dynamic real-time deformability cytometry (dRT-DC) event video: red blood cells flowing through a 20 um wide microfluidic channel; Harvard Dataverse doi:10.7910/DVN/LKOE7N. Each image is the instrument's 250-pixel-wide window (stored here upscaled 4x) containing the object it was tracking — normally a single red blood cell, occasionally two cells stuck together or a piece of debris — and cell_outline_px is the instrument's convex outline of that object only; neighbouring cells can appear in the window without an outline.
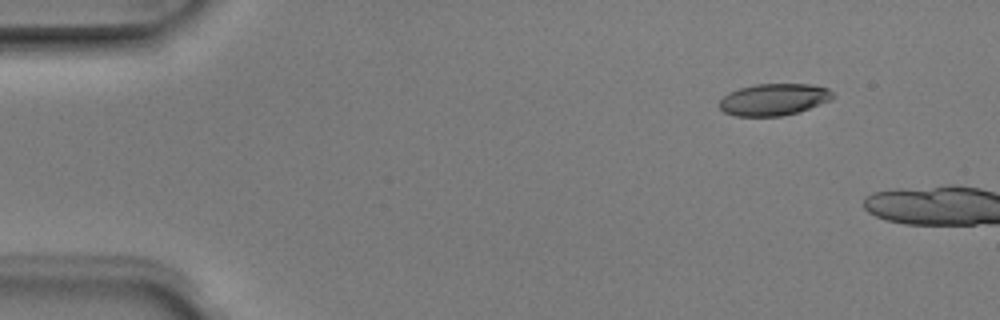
{"species": "Egyptian fruit bat (a non-hibernating species)", "species_latin": "Rousettus aegyptiacus", "temperature_condition": "room temperature", "stored_images_in_passage": 2, "camera_frame_rate_fps": 3000, "um_per_image_px": 0.085, "animal": {"sex": "male"}, "frame": {"image": 1, "passage_image": 1, "time_ms": 0.0, "image_size_px": [1000, 320], "cell_outline_px": [[832, 96], [828, 100], [808, 108], [796, 112], [780, 116], [736, 116], [724, 112], [720, 108], [720, 100], [728, 92], [740, 88], [756, 84], [808, 84], [828, 88], [832, 92]], "centroid_in_image_um": [65.72, 8.45], "position_along_channel_um": 19.3, "area_um2": 20.63}}